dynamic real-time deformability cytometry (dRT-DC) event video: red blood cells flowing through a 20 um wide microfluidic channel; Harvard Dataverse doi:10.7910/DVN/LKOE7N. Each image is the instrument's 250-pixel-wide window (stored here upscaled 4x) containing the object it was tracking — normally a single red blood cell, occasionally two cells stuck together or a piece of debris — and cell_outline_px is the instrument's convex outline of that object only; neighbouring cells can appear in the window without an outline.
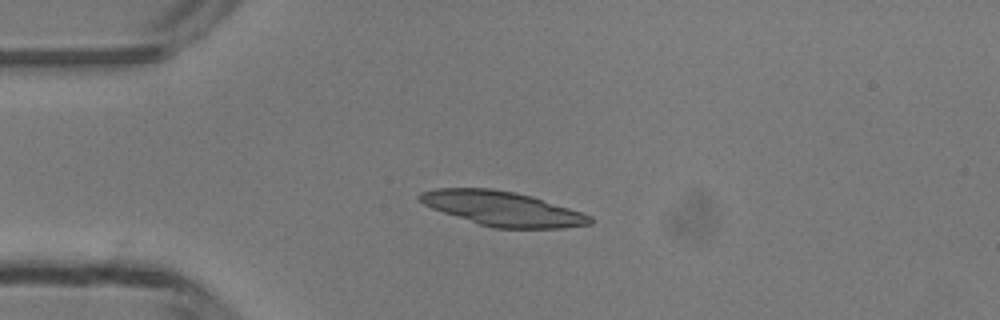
{"species": "common noctule bat (a hibernating species)", "species_latin": "Nyctalus noctula", "temperature_condition": "room temperature", "stored_images_in_passage": 8, "camera_frame_rate_fps": 3000, "um_per_image_px": 0.085, "animal": {"sex": "male", "body_mass_g": 13.3}, "frame": {"image": 1, "passage_image": 1, "time_ms": 0.0, "image_size_px": [1000, 320], "cell_outline_px": [[592, 224], [564, 228], [492, 228], [432, 208], [424, 204], [416, 196], [420, 192], [436, 188], [492, 188], [516, 192], [532, 196], [592, 216]], "centroid_in_image_um": [42.71, 17.72], "position_along_channel_um": 42.3, "area_um2": 33.99}}